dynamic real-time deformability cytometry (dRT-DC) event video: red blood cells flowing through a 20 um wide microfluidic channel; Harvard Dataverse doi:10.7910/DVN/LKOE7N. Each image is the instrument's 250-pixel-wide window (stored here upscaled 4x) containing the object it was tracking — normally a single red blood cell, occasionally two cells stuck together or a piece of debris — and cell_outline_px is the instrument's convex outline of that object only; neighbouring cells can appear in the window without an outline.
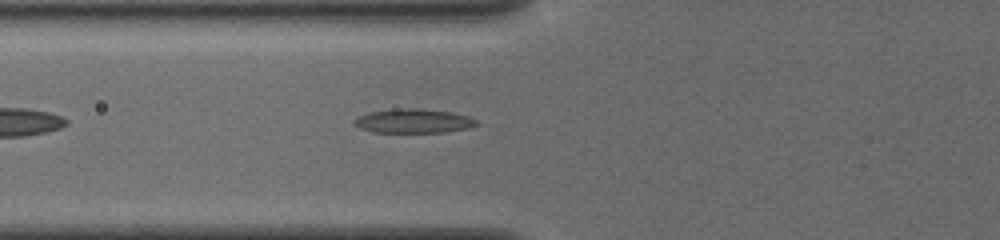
{"species": "common noctule bat (a hibernating species)", "species_latin": "Nyctalus noctula", "temperature_condition": "cold", "stored_images_in_passage": 32, "camera_frame_rate_fps": 3000, "um_per_image_px": 0.085, "animal": {"sex": "female", "body_mass_g": 19.5, "forearm_length_mm": 54.1}, "frame": {"image": 1, "passage_image": 6, "time_ms": 1.667, "image_size_px": [1000, 240], "cell_outline_px": [[480, 124], [468, 128], [444, 132], [372, 132], [360, 128], [352, 124], [352, 120], [356, 116], [368, 112], [396, 108], [420, 108], [448, 112], [468, 116], [476, 120]], "centroid_in_image_um": [35.08, 10.28], "position_along_channel_um": 90.7, "area_um2": 17.34}}
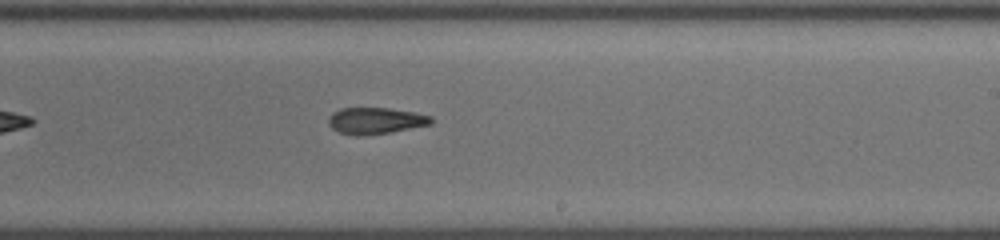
{"frame": {"image": 2, "passage_image": 18, "time_ms": 5.667, "image_size_px": [1000, 240], "cell_outline_px": [[432, 124], [388, 132], [360, 136], [356, 136], [340, 132], [332, 128], [328, 124], [328, 116], [332, 112], [340, 108], [388, 108], [416, 112], [432, 116]], "centroid_in_image_um": [31.9, 10.25], "position_along_channel_um": 257.1, "area_um2": 15.84}}
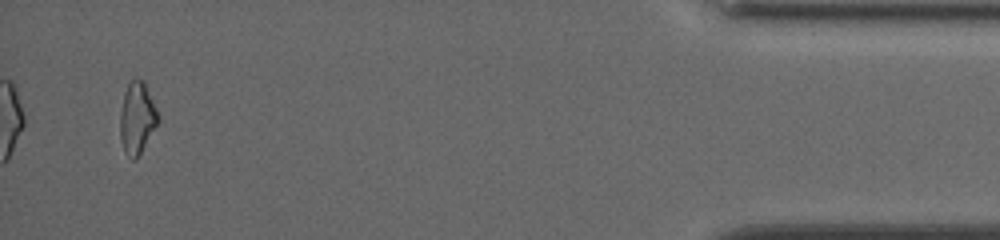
{"frame": {"image": 3, "passage_image": 32, "time_ms": 10.333, "image_size_px": [1000, 240], "cell_outline_px": [[156, 124], [136, 160], [132, 160], [124, 152], [120, 136], [120, 112], [124, 92], [128, 84], [136, 76], [144, 80], [156, 108]], "centroid_in_image_um": [11.61, 10.0], "position_along_channel_um": 423.6, "area_um2": 15.55}, "authors_computed_cell_mechanics": {"area_um2": 15.895, "velocity_mm_per_s": 3.873, "shape_relaxation_time_tau1_ms": null, "shape_relaxation_time_tau2_ms": 5.2371, "deformation_change_tau1": null, "deformation_change_tau2": 0.1367}}